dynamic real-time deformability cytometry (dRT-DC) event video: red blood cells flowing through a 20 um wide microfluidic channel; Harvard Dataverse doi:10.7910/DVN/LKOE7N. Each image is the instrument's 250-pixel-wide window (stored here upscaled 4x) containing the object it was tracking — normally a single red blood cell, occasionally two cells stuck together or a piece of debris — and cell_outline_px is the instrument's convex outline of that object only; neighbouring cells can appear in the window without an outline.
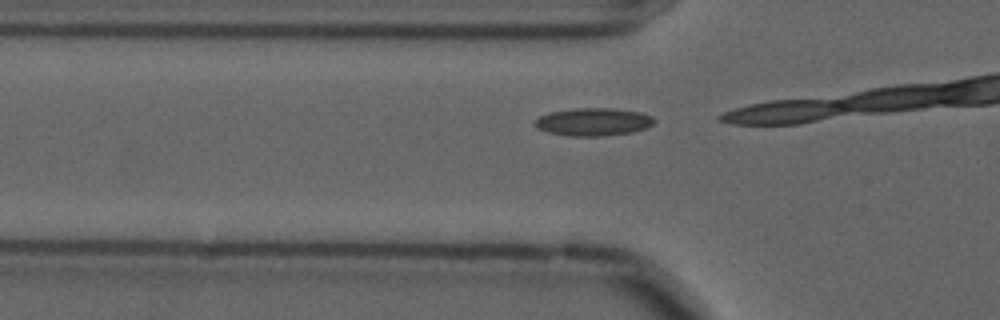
{"species": "common noctule bat (a hibernating species)", "species_latin": "Nyctalus noctula", "temperature_condition": "cold", "stored_images_in_passage": 7, "camera_frame_rate_fps": 3000, "um_per_image_px": 0.085, "animal": {"sex": "male", "forearm_length_mm": 52.5}, "frame": {"image": 1, "passage_image": 6, "time_ms": 1.667, "image_size_px": [1000, 320], "cell_outline_px": [[656, 120], [648, 128], [632, 132], [604, 136], [568, 136], [548, 132], [536, 128], [532, 124], [532, 120], [540, 116], [552, 112], [576, 108], [612, 108], [640, 112], [652, 116]], "centroid_in_image_um": [50.41, 10.36], "position_along_channel_um": 75.4, "area_um2": 19.54}}